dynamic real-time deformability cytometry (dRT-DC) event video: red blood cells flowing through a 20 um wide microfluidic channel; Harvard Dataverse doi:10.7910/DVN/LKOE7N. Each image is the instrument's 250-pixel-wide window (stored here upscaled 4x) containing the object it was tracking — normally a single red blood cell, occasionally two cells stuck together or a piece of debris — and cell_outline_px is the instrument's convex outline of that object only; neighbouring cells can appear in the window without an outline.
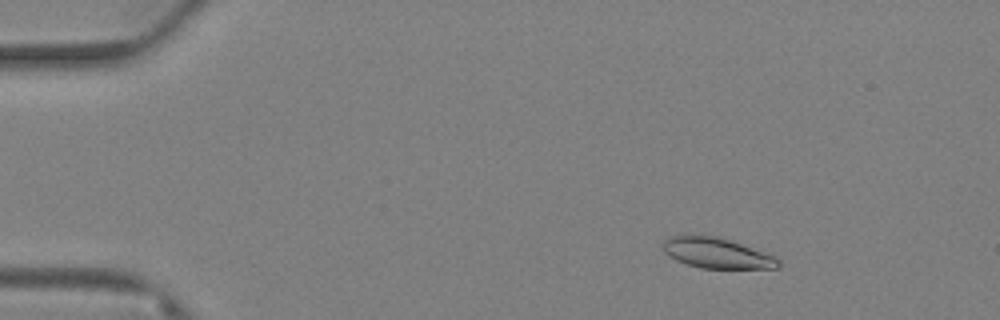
{"species": "Egyptian fruit bat (a non-hibernating species)", "species_latin": "Rousettus aegyptiacus", "temperature_condition": "warm", "stored_images_in_passage": 78, "camera_frame_rate_fps": 3000, "um_per_image_px": 0.085, "animal": {"sex": "female"}, "frame": {"image": 1, "passage_image": 12, "time_ms": 3.667, "image_size_px": [1000, 320], "cell_outline_px": [[780, 268], [700, 268], [676, 260], [664, 252], [660, 244], [668, 236], [692, 232], [720, 236], [732, 240], [772, 256], [780, 260]], "centroid_in_image_um": [60.82, 21.45], "position_along_channel_um": 24.2, "area_um2": 21.04}}
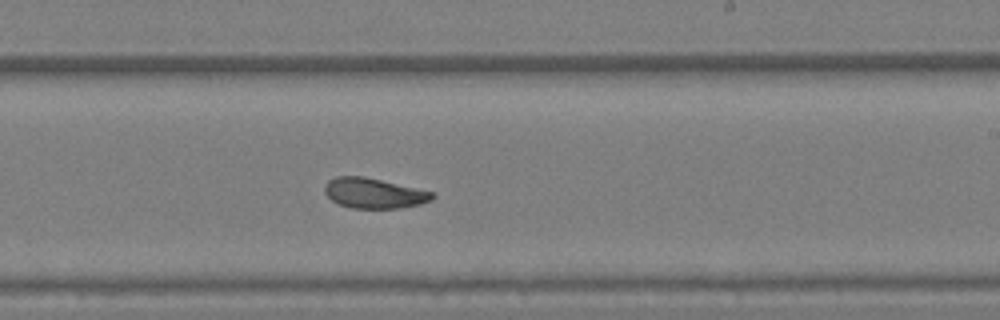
{"frame": {"image": 2, "passage_image": 48, "time_ms": 15.667, "image_size_px": [1000, 320], "cell_outline_px": [[436, 196], [432, 200], [420, 204], [400, 208], [352, 208], [340, 204], [332, 200], [324, 192], [324, 184], [328, 180], [336, 176], [364, 176], [432, 192]], "centroid_in_image_um": [31.76, 16.42], "position_along_channel_um": 257.2, "area_um2": 18.84}}
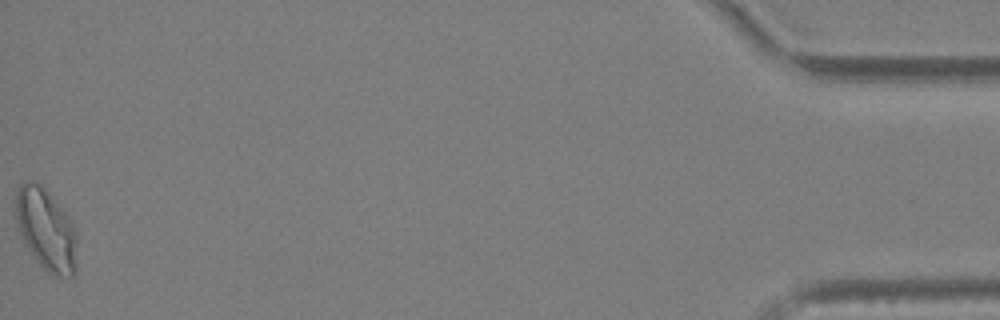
{"frame": {"image": 3, "passage_image": 78, "time_ms": 25.667, "image_size_px": [1000, 320], "cell_outline_px": [[76, 272], [72, 276], [52, 276], [36, 260], [28, 248], [20, 232], [16, 220], [16, 192], [20, 184], [24, 180], [36, 180], [48, 192], [68, 216], [76, 232]], "centroid_in_image_um": [3.92, 19.49], "position_along_channel_um": 431.3, "area_um2": 29.02}, "authors_computed_cell_mechanics": {"area_um2": 20.7213, "velocity_mm_per_s": 2.7025, "shape_relaxation_time_tau1_ms": null, "shape_relaxation_time_tau2_ms": 4.9378, "deformation_change_tau1": null, "deformation_change_tau2": 0.0982}}